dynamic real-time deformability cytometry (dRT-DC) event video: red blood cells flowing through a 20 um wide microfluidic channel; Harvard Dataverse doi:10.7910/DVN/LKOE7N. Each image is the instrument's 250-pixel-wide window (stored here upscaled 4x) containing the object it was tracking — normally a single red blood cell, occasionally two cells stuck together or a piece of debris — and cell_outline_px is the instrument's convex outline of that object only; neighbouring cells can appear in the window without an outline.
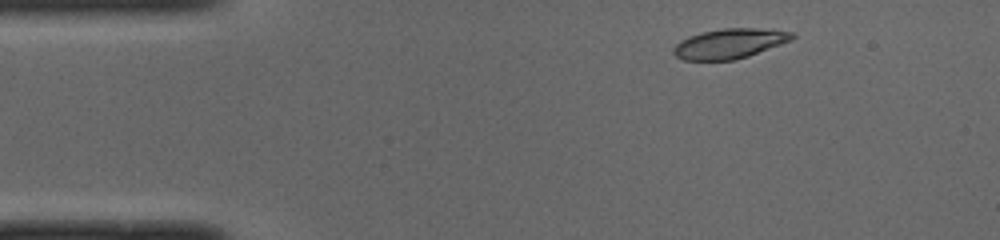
{"species": "common noctule bat (a hibernating species)", "species_latin": "Nyctalus noctula", "temperature_condition": "cold", "stored_images_in_passage": 46, "camera_frame_rate_fps": 3000, "um_per_image_px": 0.085, "animal": {"sex": "male", "body_mass_g": 19.0, "forearm_length_mm": 50.8}, "frame": {"image": 1, "passage_image": 3, "time_ms": 0.667, "image_size_px": [1000, 240], "cell_outline_px": [[796, 36], [792, 40], [748, 56], [732, 60], [684, 60], [676, 56], [672, 52], [672, 48], [680, 40], [688, 36], [700, 32], [724, 28], [772, 28], [796, 32]], "centroid_in_image_um": [62.05, 3.68], "position_along_channel_um": 23.0, "area_um2": 20.98}}
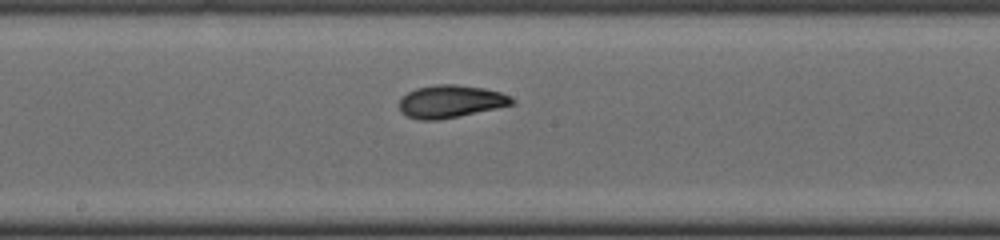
{"frame": {"image": 2, "passage_image": 22, "time_ms": 7.0, "image_size_px": [1000, 240], "cell_outline_px": [[516, 104], [460, 116], [436, 120], [420, 120], [408, 116], [400, 112], [400, 100], [408, 92], [416, 88], [436, 84], [456, 84], [484, 88], [500, 92], [512, 96], [516, 100]], "centroid_in_image_um": [38.35, 8.62], "position_along_channel_um": 209.8, "area_um2": 21.56}}
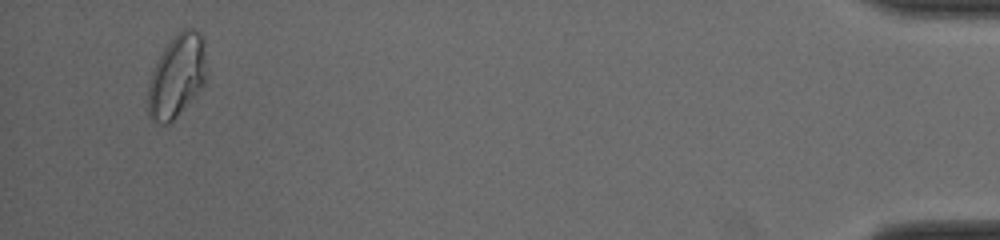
{"frame": {"image": 3, "passage_image": 44, "time_ms": 14.333, "image_size_px": [1000, 240], "cell_outline_px": [[208, 72], [204, 84], [196, 96], [168, 124], [160, 124], [152, 120], [148, 116], [148, 84], [152, 72], [164, 48], [172, 36], [184, 28], [192, 28], [200, 32], [204, 40], [208, 68]], "centroid_in_image_um": [15.07, 6.44], "position_along_channel_um": 420.1, "area_um2": 28.73}, "authors_computed_cell_mechanics": {"area_um2": 21.4727, "velocity_mm_per_s": 3.9794, "shape_relaxation_time_tau1_ms": 3.7951, "shape_relaxation_time_tau2_ms": 1.445, "deformation_change_tau1": 0.1617, "deformation_change_tau2": 0.0475}}